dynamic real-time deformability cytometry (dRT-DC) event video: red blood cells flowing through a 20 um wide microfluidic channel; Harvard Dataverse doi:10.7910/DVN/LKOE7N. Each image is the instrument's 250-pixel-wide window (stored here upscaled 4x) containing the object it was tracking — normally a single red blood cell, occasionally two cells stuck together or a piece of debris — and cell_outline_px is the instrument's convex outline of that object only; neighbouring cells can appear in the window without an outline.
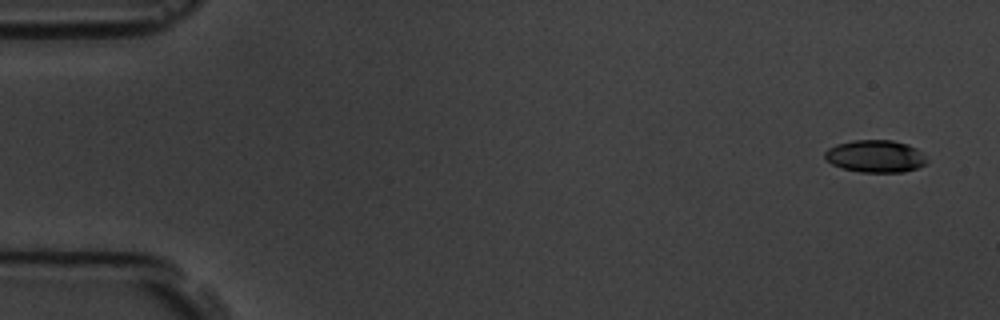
{"species": "common noctule bat (a hibernating species)", "species_latin": "Nyctalus noctula", "temperature_condition": "room temperature", "stored_images_in_passage": 5, "camera_frame_rate_fps": 3000, "um_per_image_px": 0.085, "animal": {"sex": "male", "body_mass_g": 19.5, "forearm_length_mm": 54.6}, "frame": {"image": 1, "passage_image": 1, "time_ms": 0.0, "image_size_px": [1000, 320], "cell_outline_px": [[928, 164], [904, 172], [860, 172], [840, 168], [832, 164], [824, 156], [824, 152], [828, 148], [836, 144], [852, 140], [892, 140], [908, 144], [916, 148], [928, 160]], "centroid_in_image_um": [74.41, 13.28], "position_along_channel_um": 10.6, "area_um2": 19.36}}
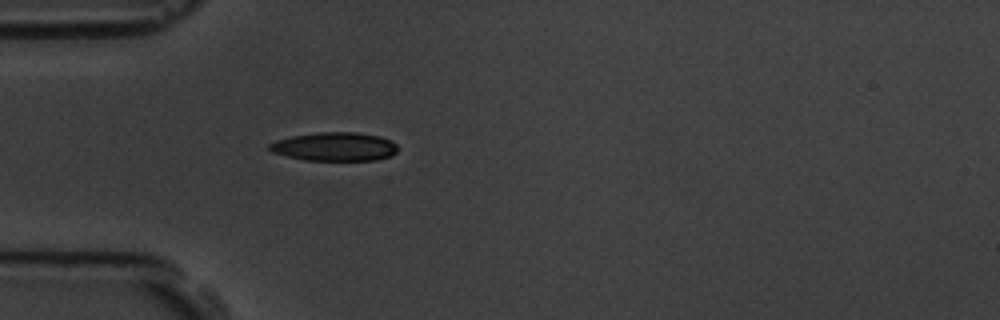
{"frame": {"image": 2, "passage_image": 5, "time_ms": 4.667, "image_size_px": [1000, 320], "cell_outline_px": [[396, 152], [392, 156], [376, 160], [304, 160], [272, 152], [268, 148], [268, 144], [276, 140], [292, 136], [316, 132], [356, 132], [380, 136], [392, 140], [396, 144]], "centroid_in_image_um": [28.46, 12.46], "position_along_channel_um": 56.5, "area_um2": 21.5}}